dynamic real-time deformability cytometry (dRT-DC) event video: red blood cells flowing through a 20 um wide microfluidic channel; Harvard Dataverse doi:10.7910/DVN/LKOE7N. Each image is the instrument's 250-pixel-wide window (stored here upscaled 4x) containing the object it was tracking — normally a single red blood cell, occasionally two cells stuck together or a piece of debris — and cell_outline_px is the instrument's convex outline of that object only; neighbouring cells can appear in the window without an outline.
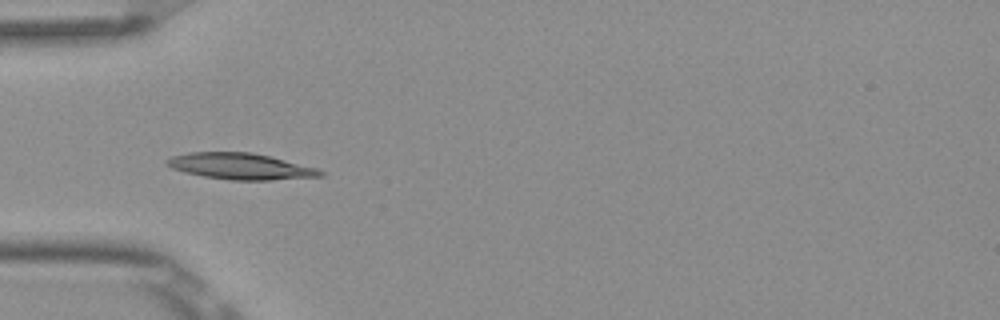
{"species": "Egyptian fruit bat (a non-hibernating species)", "species_latin": "Rousettus aegyptiacus", "temperature_condition": "room temperature", "stored_images_in_passage": 6, "camera_frame_rate_fps": 3000, "um_per_image_px": 0.085, "frame": {"image": 1, "passage_image": 4, "time_ms": 1.0, "image_size_px": [1000, 320], "cell_outline_px": [[324, 176], [272, 180], [228, 180], [204, 176], [184, 172], [172, 168], [164, 160], [172, 156], [188, 152], [252, 152], [316, 168], [324, 172]], "centroid_in_image_um": [20.42, 14.14], "position_along_channel_um": 64.6, "area_um2": 23.29}}
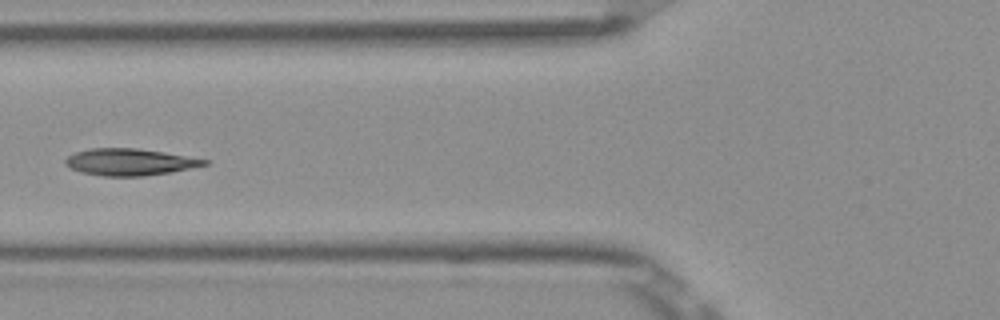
{"frame": {"image": 2, "passage_image": 5, "time_ms": 1.333, "image_size_px": [1000, 320], "cell_outline_px": [[212, 160], [208, 164], [172, 172], [144, 176], [104, 176], [80, 172], [64, 164], [64, 160], [68, 156], [76, 152], [88, 148], [136, 148], [164, 152]], "centroid_in_image_um": [11.04, 13.77], "position_along_channel_um": 114.8, "area_um2": 21.79}}
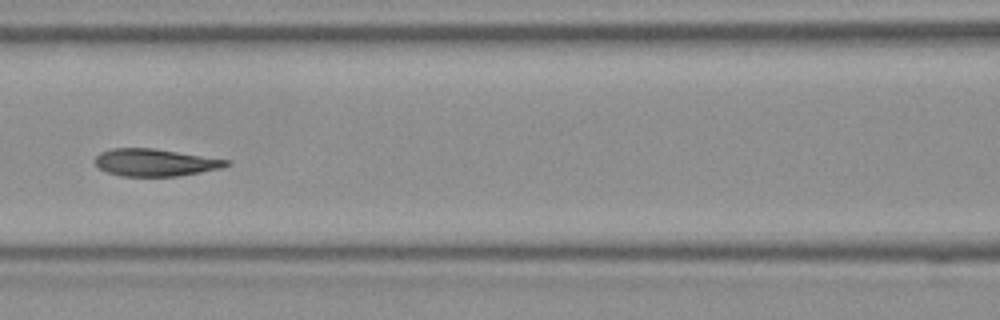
{"frame": {"image": 3, "passage_image": 6, "time_ms": 1.667, "image_size_px": [1000, 320], "cell_outline_px": [[232, 164], [224, 168], [176, 176], [124, 176], [108, 172], [100, 168], [92, 160], [100, 152], [112, 148], [156, 148], [232, 160]], "centroid_in_image_um": [13.24, 13.8], "position_along_channel_um": 153.4, "area_um2": 21.15}}